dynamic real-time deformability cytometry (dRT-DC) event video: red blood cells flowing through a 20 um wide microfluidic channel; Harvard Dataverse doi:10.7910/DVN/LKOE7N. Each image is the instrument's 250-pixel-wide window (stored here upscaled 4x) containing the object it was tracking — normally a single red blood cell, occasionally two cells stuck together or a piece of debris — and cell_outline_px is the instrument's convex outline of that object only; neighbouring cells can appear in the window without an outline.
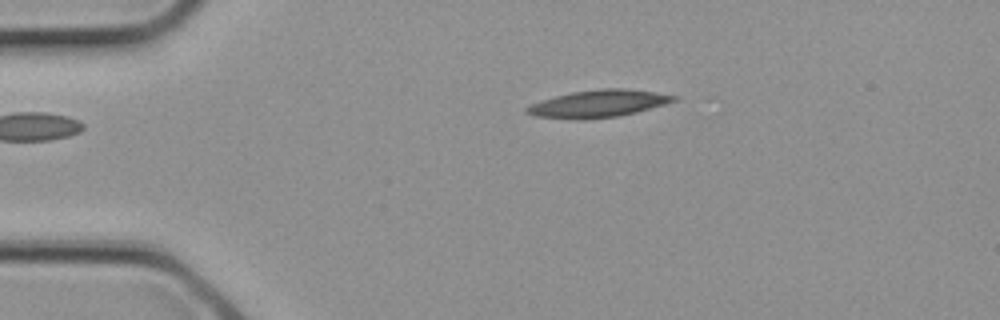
{"species": "common noctule bat (a hibernating species)", "species_latin": "Nyctalus noctula", "temperature_condition": "cold", "stored_images_in_passage": 4, "camera_frame_rate_fps": 3000, "um_per_image_px": 0.085, "animal": {"sex": "female", "body_mass_g": 21.9}, "frame": {"image": 1, "passage_image": 3, "time_ms": 0.667, "image_size_px": [1000, 320], "cell_outline_px": [[680, 96], [676, 100], [664, 104], [636, 112], [620, 116], [584, 120], [576, 120], [532, 116], [524, 112], [524, 108], [540, 100], [572, 92], [600, 88], [624, 88]], "centroid_in_image_um": [50.8, 8.82], "position_along_channel_um": 34.2, "area_um2": 23.52}}